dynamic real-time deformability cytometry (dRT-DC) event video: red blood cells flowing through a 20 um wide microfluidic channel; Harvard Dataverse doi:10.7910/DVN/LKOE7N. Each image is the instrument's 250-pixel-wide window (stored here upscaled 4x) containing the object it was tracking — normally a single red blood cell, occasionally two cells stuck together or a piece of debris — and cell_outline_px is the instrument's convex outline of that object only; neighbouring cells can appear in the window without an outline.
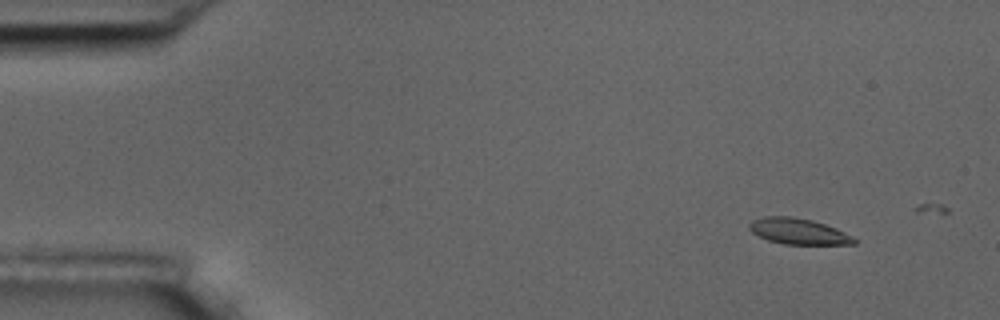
{"species": "common noctule bat (a hibernating species)", "species_latin": "Nyctalus noctula", "temperature_condition": "room temperature", "stored_images_in_passage": 4, "camera_frame_rate_fps": 3000, "um_per_image_px": 0.085, "animal": {"sex": "male", "body_mass_g": 17.5, "forearm_length_mm": 52.3}, "frame": {"image": 1, "passage_image": 2, "time_ms": 1.333, "image_size_px": [1000, 320], "cell_outline_px": [[860, 240], [856, 244], [784, 244], [768, 240], [752, 232], [748, 228], [748, 224], [752, 220], [764, 216], [792, 216], [812, 220], [836, 228]], "centroid_in_image_um": [67.88, 19.66], "position_along_channel_um": 17.1, "area_um2": 15.9}}